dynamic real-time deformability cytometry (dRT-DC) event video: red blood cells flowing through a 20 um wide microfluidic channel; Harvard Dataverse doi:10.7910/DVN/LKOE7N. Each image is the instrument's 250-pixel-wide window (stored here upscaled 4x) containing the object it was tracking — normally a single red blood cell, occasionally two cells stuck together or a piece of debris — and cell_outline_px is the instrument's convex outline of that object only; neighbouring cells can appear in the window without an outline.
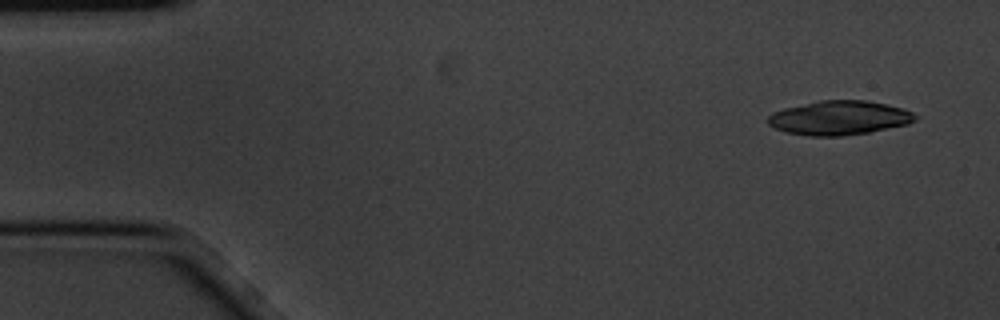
{"species": "common noctule bat (a hibernating species)", "species_latin": "Nyctalus noctula", "temperature_condition": "cold", "stored_images_in_passage": 5, "camera_frame_rate_fps": 3000, "um_per_image_px": 0.085, "animal": {"sex": "male", "body_mass_g": 20.1, "forearm_length_mm": 53.5}, "frame": {"image": 1, "passage_image": 1, "time_ms": 0.0, "image_size_px": [1000, 320], "cell_outline_px": [[916, 120], [908, 124], [868, 132], [844, 136], [808, 136], [784, 132], [768, 124], [768, 116], [772, 112], [784, 108], [820, 100], [868, 100], [888, 104], [904, 108], [912, 112], [916, 116]], "centroid_in_image_um": [71.33, 10.01], "position_along_channel_um": 13.7, "area_um2": 29.48}}